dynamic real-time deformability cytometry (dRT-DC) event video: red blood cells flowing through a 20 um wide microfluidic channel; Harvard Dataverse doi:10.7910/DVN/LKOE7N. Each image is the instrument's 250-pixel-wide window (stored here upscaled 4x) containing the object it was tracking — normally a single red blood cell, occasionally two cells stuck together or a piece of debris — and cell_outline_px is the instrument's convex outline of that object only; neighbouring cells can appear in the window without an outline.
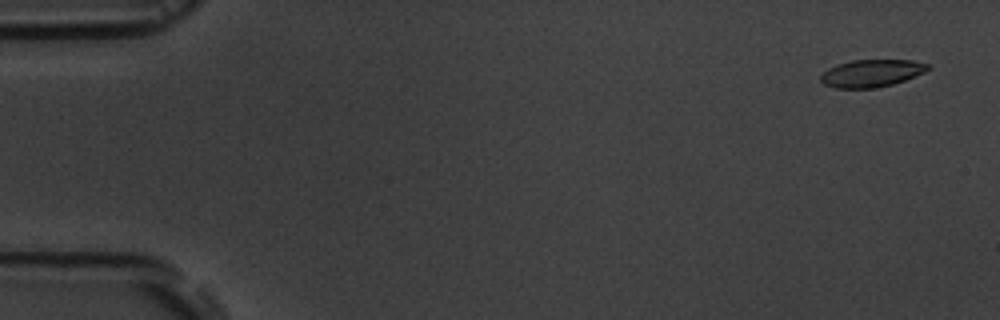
{"species": "common noctule bat (a hibernating species)", "species_latin": "Nyctalus noctula", "temperature_condition": "room temperature", "stored_images_in_passage": 5, "camera_frame_rate_fps": 3000, "um_per_image_px": 0.085, "animal": {"sex": "male", "body_mass_g": 19.5, "forearm_length_mm": 54.6}, "frame": {"image": 1, "passage_image": 1, "time_ms": 0.0, "image_size_px": [1000, 320], "cell_outline_px": [[928, 68], [924, 72], [904, 80], [892, 84], [872, 88], [836, 88], [824, 84], [820, 80], [820, 76], [828, 68], [836, 64], [852, 60], [912, 60], [928, 64]], "centroid_in_image_um": [74.03, 6.22], "position_along_channel_um": 11.0, "area_um2": 16.94}}
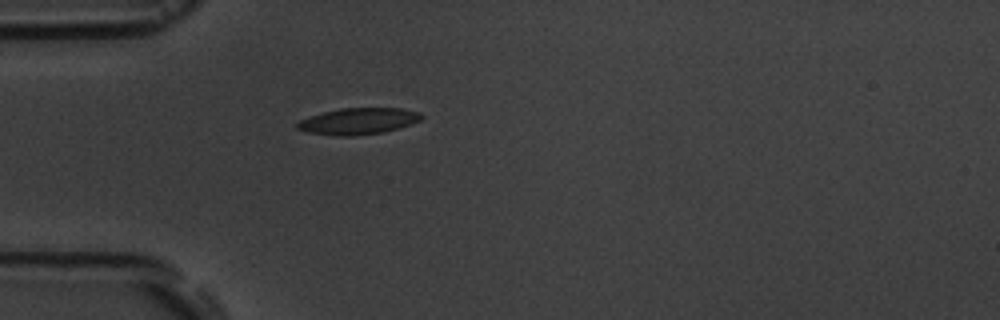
{"frame": {"image": 2, "passage_image": 5, "time_ms": 4.667, "image_size_px": [1000, 320], "cell_outline_px": [[424, 116], [420, 120], [412, 124], [384, 132], [352, 136], [340, 136], [308, 132], [296, 128], [296, 124], [300, 120], [324, 112], [340, 108], [404, 108], [420, 112]], "centroid_in_image_um": [30.5, 10.29], "position_along_channel_um": 54.5, "area_um2": 19.07}}